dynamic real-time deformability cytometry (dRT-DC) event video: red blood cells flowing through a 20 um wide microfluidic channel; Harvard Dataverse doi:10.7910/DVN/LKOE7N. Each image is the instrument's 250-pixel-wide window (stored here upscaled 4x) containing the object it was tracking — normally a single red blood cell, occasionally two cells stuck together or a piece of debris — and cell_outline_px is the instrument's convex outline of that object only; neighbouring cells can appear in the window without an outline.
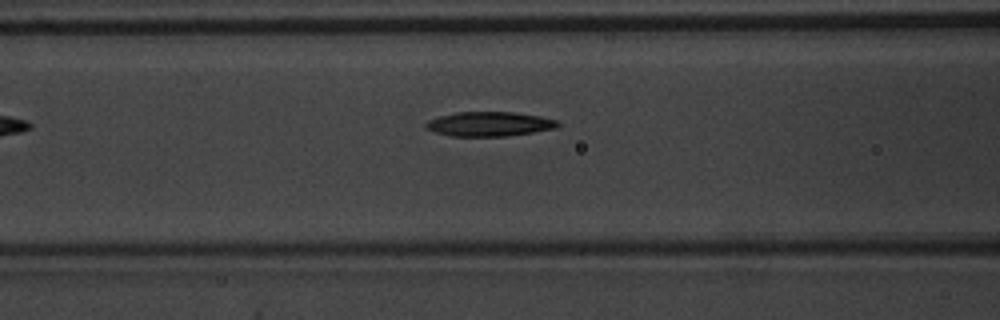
{"species": "common noctule bat (a hibernating species)", "species_latin": "Nyctalus noctula", "temperature_condition": "warm", "stored_images_in_passage": 21, "camera_frame_rate_fps": 3000, "um_per_image_px": 0.085, "animal": {"sex": "male", "body_mass_g": 20.1, "forearm_length_mm": 53.5}, "frame": {"image": 1, "passage_image": 5, "time_ms": 1.333, "image_size_px": [1000, 320], "cell_outline_px": [[560, 124], [556, 128], [532, 132], [504, 136], [452, 136], [436, 132], [424, 128], [424, 124], [428, 120], [440, 116], [456, 112], [516, 112], [540, 116], [556, 120]], "centroid_in_image_um": [41.57, 10.53], "position_along_channel_um": 125.0, "area_um2": 18.73}}
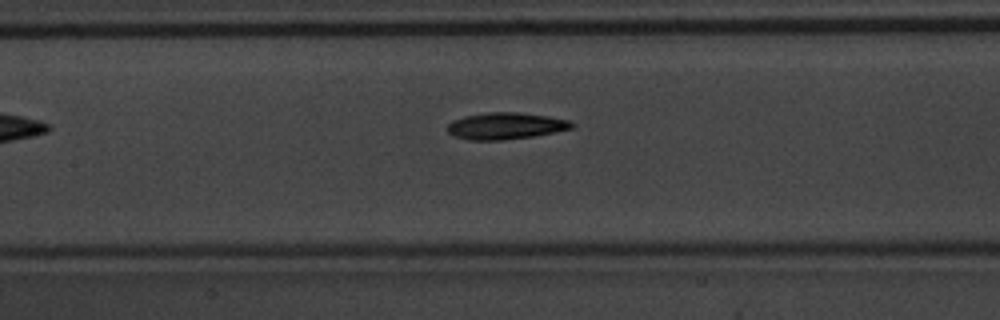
{"frame": {"image": 2, "passage_image": 8, "time_ms": 2.333, "image_size_px": [1000, 320], "cell_outline_px": [[572, 128], [556, 132], [532, 136], [504, 140], [468, 140], [456, 136], [448, 132], [448, 124], [464, 116], [484, 112], [516, 112], [548, 116], [568, 120], [572, 124]], "centroid_in_image_um": [42.97, 10.7], "position_along_channel_um": 164.4, "area_um2": 19.13}}
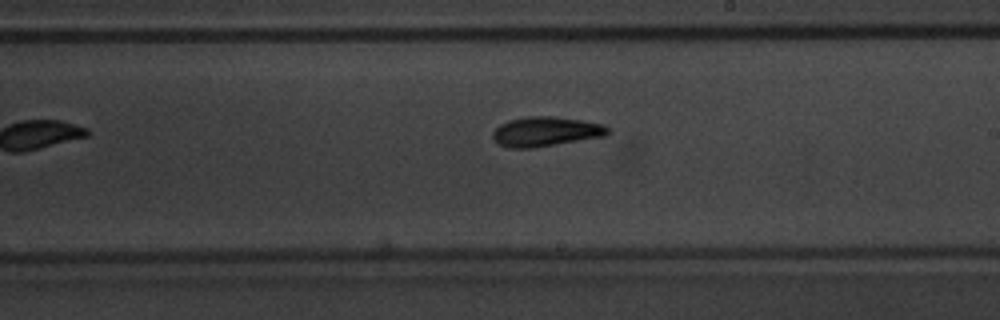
{"frame": {"image": 3, "passage_image": 14, "time_ms": 4.333, "image_size_px": [1000, 320], "cell_outline_px": [[612, 132], [608, 136], [532, 148], [508, 148], [500, 144], [492, 136], [492, 132], [500, 124], [508, 120], [528, 116], [556, 116], [604, 124]], "centroid_in_image_um": [46.43, 11.18], "position_along_channel_um": 242.6, "area_um2": 20.06}}